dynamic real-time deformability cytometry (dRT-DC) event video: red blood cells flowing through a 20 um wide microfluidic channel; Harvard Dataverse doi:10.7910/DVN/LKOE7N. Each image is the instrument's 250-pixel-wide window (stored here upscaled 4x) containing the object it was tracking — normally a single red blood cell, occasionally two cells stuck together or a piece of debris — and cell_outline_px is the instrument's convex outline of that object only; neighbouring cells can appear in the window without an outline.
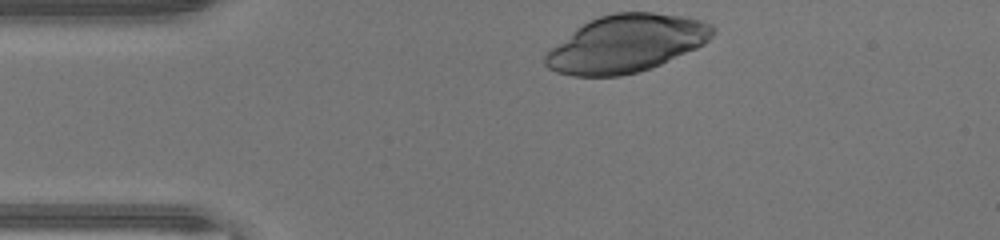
{"species": "human", "species_latin": "Homo sapiens", "temperature_condition": "warm", "stored_images_in_passage": 30, "camera_frame_rate_fps": 3000, "um_per_image_px": 0.085, "donor": {"sex": "male"}, "frame": {"image": 1, "passage_image": 1, "time_ms": 0.0, "image_size_px": [1000, 240], "cell_outline_px": [[716, 32], [704, 44], [696, 48], [660, 64], [636, 72], [620, 76], [572, 76], [556, 72], [548, 68], [544, 64], [544, 56], [552, 48], [576, 28], [588, 20], [600, 16], [616, 12], [652, 12], [684, 16], [700, 20], [712, 24], [716, 28]], "centroid_in_image_um": [53.24, 3.7], "position_along_channel_um": 31.8, "area_um2": 55.78}}